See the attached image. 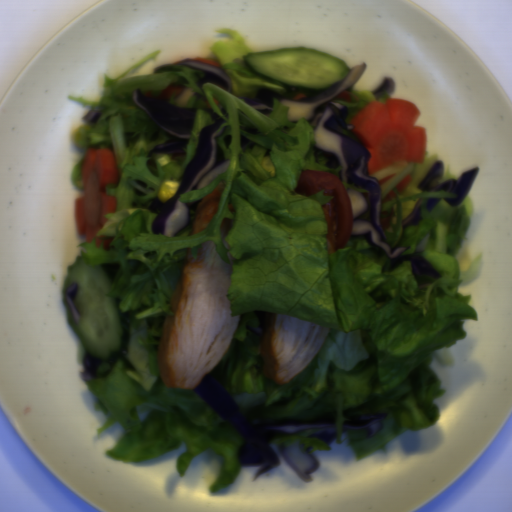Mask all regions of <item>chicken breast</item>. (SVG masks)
Returning <instances> with one entry per match:
<instances>
[{
    "label": "chicken breast",
    "instance_id": "chicken-breast-1",
    "mask_svg": "<svg viewBox=\"0 0 512 512\" xmlns=\"http://www.w3.org/2000/svg\"><path fill=\"white\" fill-rule=\"evenodd\" d=\"M222 259L211 241L193 258L190 247L169 302L158 364L166 387L194 390L233 344L241 314L230 316L227 291L236 259Z\"/></svg>",
    "mask_w": 512,
    "mask_h": 512
},
{
    "label": "chicken breast",
    "instance_id": "chicken-breast-4",
    "mask_svg": "<svg viewBox=\"0 0 512 512\" xmlns=\"http://www.w3.org/2000/svg\"><path fill=\"white\" fill-rule=\"evenodd\" d=\"M233 227V219L229 217H225L221 221L220 225V234H221V240L226 247V249H230L229 243L226 241V238L228 234L230 233L231 229Z\"/></svg>",
    "mask_w": 512,
    "mask_h": 512
},
{
    "label": "chicken breast",
    "instance_id": "chicken-breast-2",
    "mask_svg": "<svg viewBox=\"0 0 512 512\" xmlns=\"http://www.w3.org/2000/svg\"><path fill=\"white\" fill-rule=\"evenodd\" d=\"M330 332V327L273 314L260 342L264 376L275 384L287 383L318 357Z\"/></svg>",
    "mask_w": 512,
    "mask_h": 512
},
{
    "label": "chicken breast",
    "instance_id": "chicken-breast-3",
    "mask_svg": "<svg viewBox=\"0 0 512 512\" xmlns=\"http://www.w3.org/2000/svg\"><path fill=\"white\" fill-rule=\"evenodd\" d=\"M224 186V182H220L198 202L191 225V236L203 231L218 212Z\"/></svg>",
    "mask_w": 512,
    "mask_h": 512
}]
</instances>
